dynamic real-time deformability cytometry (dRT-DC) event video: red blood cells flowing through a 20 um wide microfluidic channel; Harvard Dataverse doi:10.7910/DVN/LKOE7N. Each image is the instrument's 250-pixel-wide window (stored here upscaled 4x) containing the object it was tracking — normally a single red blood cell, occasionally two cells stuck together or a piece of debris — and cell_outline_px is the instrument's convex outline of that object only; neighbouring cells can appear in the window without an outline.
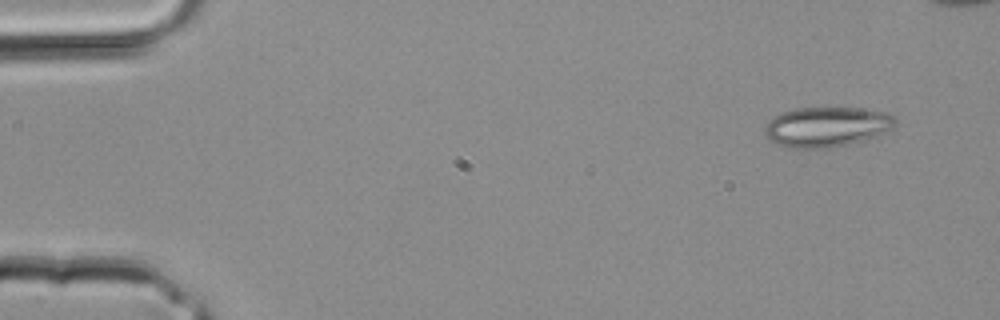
{"species": "common noctule bat (a hibernating species)", "species_latin": "Nyctalus noctula", "temperature_condition": "room temperature", "stored_images_in_passage": 4, "camera_frame_rate_fps": 3000, "um_per_image_px": 0.085, "animal": {"sex": "male", "body_mass_g": 20.4}, "frame": {"image": 1, "passage_image": 1, "time_ms": 0.0, "image_size_px": [1000, 320], "cell_outline_px": [[896, 124], [892, 128], [876, 136], [864, 140], [848, 144], [828, 148], [788, 148], [768, 140], [764, 136], [764, 124], [768, 120], [784, 112], [796, 108], [856, 108], [888, 112], [896, 116]], "centroid_in_image_um": [70.25, 10.78], "position_along_channel_um": 14.7, "area_um2": 30.63}}